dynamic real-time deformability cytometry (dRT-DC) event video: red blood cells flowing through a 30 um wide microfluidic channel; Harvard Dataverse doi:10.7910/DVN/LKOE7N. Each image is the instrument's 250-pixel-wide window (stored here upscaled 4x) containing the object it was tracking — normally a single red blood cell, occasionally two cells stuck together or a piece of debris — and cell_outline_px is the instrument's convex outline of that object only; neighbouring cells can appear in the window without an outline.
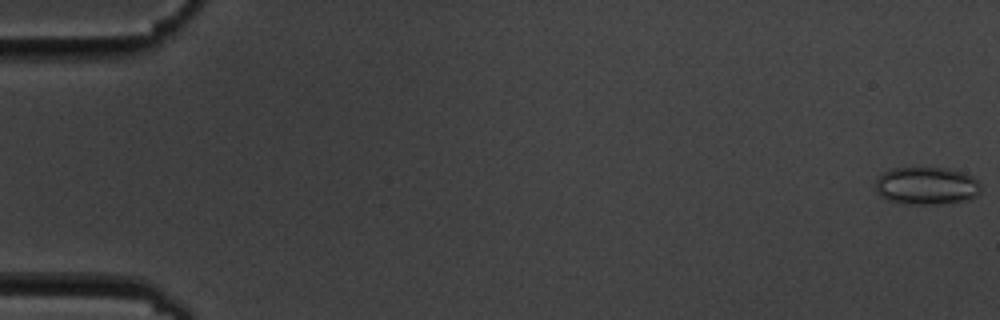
{"species": "common noctule bat (a hibernating species)", "species_latin": "Nyctalus noctula", "temperature_condition": "cold", "stored_images_in_passage": 4, "camera_frame_rate_fps": 3000, "um_per_image_px": 0.085, "animal": {"sex": "male", "body_mass_g": 19.5, "forearm_length_mm": 54.6}, "frame": {"image": 1, "passage_image": 1, "time_ms": 0.0, "image_size_px": [1000, 320], "cell_outline_px": [[980, 192], [972, 200], [936, 204], [908, 204], [888, 200], [880, 196], [876, 192], [876, 180], [884, 172], [892, 168], [912, 164], [948, 168], [972, 176], [980, 184]], "centroid_in_image_um": [78.74, 15.75], "position_along_channel_um": 6.3, "area_um2": 23.99}}